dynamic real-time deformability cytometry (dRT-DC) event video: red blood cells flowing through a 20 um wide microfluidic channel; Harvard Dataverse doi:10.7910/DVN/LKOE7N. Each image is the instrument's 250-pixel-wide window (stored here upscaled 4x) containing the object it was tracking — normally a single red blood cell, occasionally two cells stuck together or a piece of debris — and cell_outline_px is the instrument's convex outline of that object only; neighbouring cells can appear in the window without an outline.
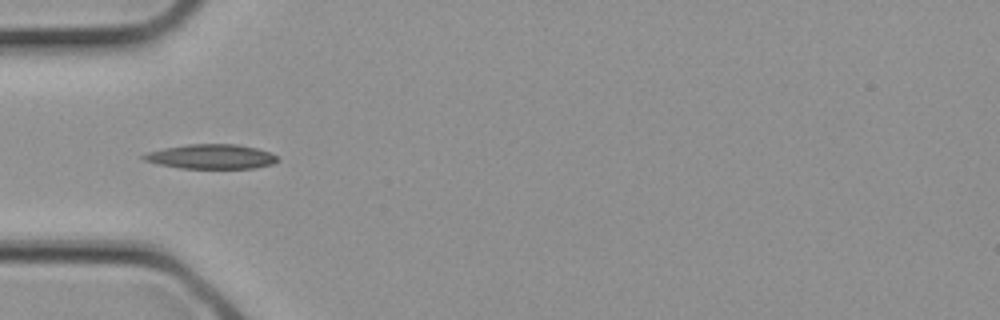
{"species": "common noctule bat (a hibernating species)", "species_latin": "Nyctalus noctula", "temperature_condition": "cold", "stored_images_in_passage": 2, "camera_frame_rate_fps": 3000, "um_per_image_px": 0.085, "animal": {"sex": "female", "body_mass_g": 21.9}, "frame": {"image": 1, "passage_image": 2, "time_ms": 0.333, "image_size_px": [1000, 320], "cell_outline_px": [[280, 160], [272, 164], [252, 168], [180, 168], [160, 164], [144, 160], [140, 156], [148, 152], [164, 148], [188, 144], [236, 144], [256, 148], [268, 152], [276, 156]], "centroid_in_image_um": [17.95, 13.31], "position_along_channel_um": 67.1, "area_um2": 18.96}}